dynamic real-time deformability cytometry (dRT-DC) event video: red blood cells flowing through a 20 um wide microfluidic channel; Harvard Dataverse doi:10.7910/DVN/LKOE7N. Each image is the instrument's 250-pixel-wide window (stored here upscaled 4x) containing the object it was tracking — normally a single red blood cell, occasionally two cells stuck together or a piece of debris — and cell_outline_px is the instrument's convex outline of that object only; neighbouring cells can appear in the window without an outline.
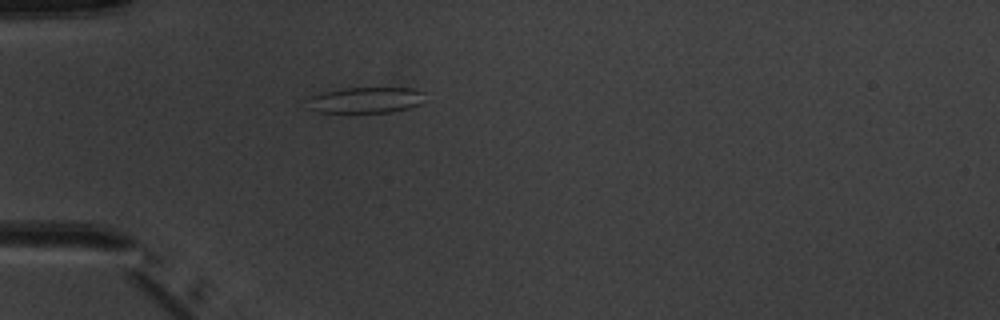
{"species": "common noctule bat (a hibernating species)", "species_latin": "Nyctalus noctula", "temperature_condition": "warm", "stored_images_in_passage": 1, "camera_frame_rate_fps": 3000, "um_per_image_px": 0.085, "animal": {"sex": "male", "body_mass_g": 20.1, "forearm_length_mm": 53.5}, "frame": {"image": 1, "passage_image": 1, "time_ms": 0.0, "image_size_px": [1000, 320], "cell_outline_px": [[424, 92], [420, 104], [408, 108], [392, 112], [320, 112], [308, 108], [312, 96], [324, 92], [344, 88], [412, 88]], "centroid_in_image_um": [31.12, 8.5], "position_along_channel_um": 53.9, "area_um2": 17.4}}